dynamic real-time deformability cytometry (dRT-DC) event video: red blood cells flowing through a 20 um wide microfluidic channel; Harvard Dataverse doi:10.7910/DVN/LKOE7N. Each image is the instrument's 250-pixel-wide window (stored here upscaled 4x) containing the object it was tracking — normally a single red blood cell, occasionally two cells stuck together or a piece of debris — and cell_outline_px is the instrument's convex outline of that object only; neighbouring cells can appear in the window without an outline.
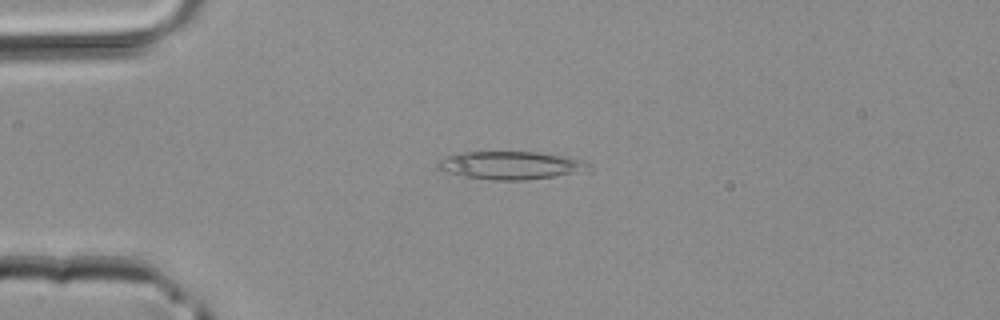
{"species": "common noctule bat (a hibernating species)", "species_latin": "Nyctalus noctula", "temperature_condition": "room temperature", "stored_images_in_passage": 38, "camera_frame_rate_fps": 3000, "um_per_image_px": 0.085, "animal": {"sex": "male", "body_mass_g": 20.4}, "frame": {"image": 1, "passage_image": 5, "time_ms": 1.333, "image_size_px": [1000, 320], "cell_outline_px": [[588, 160], [584, 164], [572, 172], [552, 176], [524, 180], [492, 180], [464, 176], [440, 172], [436, 168], [436, 164], [440, 160], [452, 152], [540, 152]], "centroid_in_image_um": [43.16, 14.03], "position_along_channel_um": 41.8, "area_um2": 24.16}}
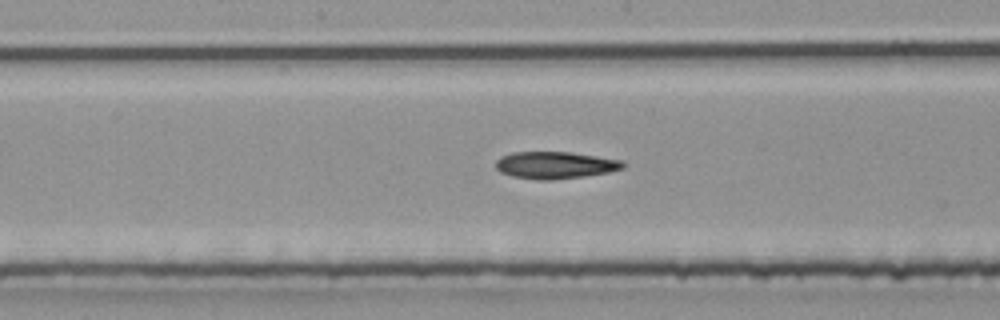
{"frame": {"image": 2, "passage_image": 17, "time_ms": 5.333, "image_size_px": [1000, 320], "cell_outline_px": [[624, 168], [608, 172], [584, 176], [548, 180], [540, 180], [512, 176], [500, 172], [496, 168], [496, 160], [500, 156], [512, 152], [568, 152], [596, 156], [620, 160], [624, 164]], "centroid_in_image_um": [47.14, 14.03], "position_along_channel_um": 201.1, "area_um2": 19.88}}
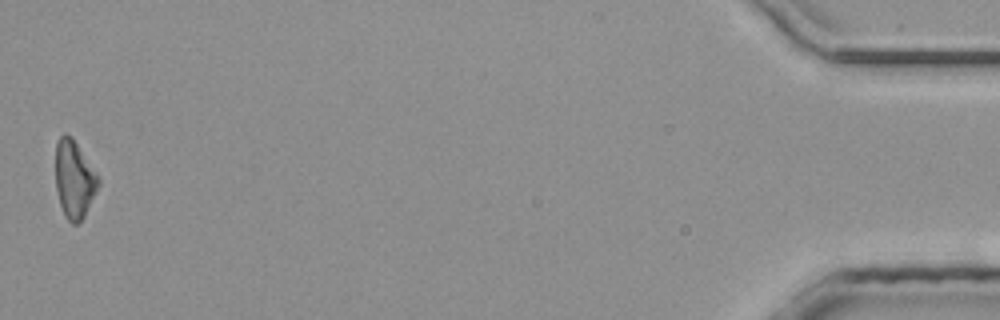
{"frame": {"image": 3, "passage_image": 38, "time_ms": 12.333, "image_size_px": [1000, 320], "cell_outline_px": [[100, 184], [84, 216], [76, 224], [72, 224], [64, 216], [60, 204], [56, 188], [56, 140], [64, 132], [72, 136], [100, 176]], "centroid_in_image_um": [6.32, 15.2], "position_along_channel_um": 428.9, "area_um2": 19.59}}